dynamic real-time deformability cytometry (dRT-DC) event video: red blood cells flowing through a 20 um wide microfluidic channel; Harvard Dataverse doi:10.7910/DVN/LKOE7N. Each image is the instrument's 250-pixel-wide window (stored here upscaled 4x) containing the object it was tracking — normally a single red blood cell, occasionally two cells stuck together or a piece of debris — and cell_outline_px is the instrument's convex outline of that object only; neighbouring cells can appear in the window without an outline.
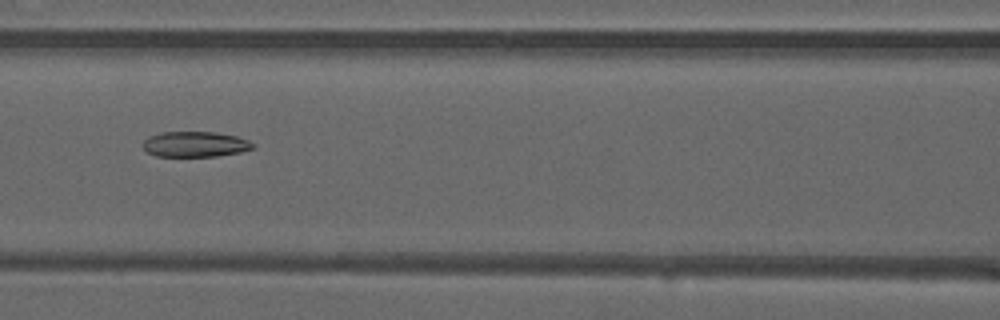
{"species": "common noctule bat (a hibernating species)", "species_latin": "Nyctalus noctula", "temperature_condition": "warm", "stored_images_in_passage": 35, "camera_frame_rate_fps": 3000, "um_per_image_px": 0.085, "animal": {"sex": "male", "forearm_length_mm": 52.5}, "frame": {"image": 1, "passage_image": 7, "time_ms": 2.0, "image_size_px": [1000, 320], "cell_outline_px": [[256, 148], [240, 152], [216, 156], [156, 156], [148, 152], [140, 144], [148, 136], [160, 132], [216, 132], [236, 136], [248, 140], [256, 144]], "centroid_in_image_um": [16.59, 12.25], "position_along_channel_um": 150.0, "area_um2": 16.47}}
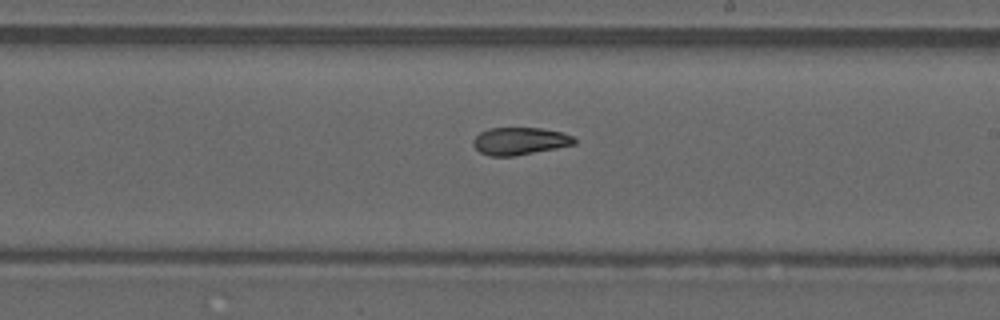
{"frame": {"image": 2, "passage_image": 14, "time_ms": 4.333, "image_size_px": [1000, 320], "cell_outline_px": [[576, 144], [516, 156], [492, 156], [480, 152], [472, 144], [472, 140], [480, 132], [488, 128], [540, 128], [560, 132], [572, 136], [576, 140]], "centroid_in_image_um": [44.16, 11.99], "position_along_channel_um": 244.8, "area_um2": 16.13}}
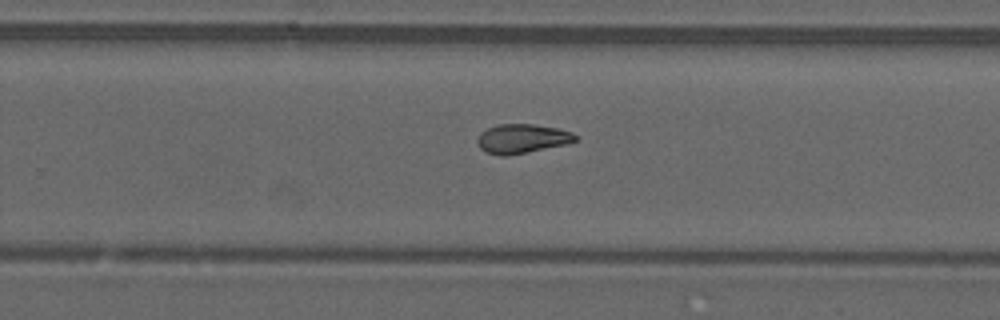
{"frame": {"image": 3, "passage_image": 17, "time_ms": 5.333, "image_size_px": [1000, 320], "cell_outline_px": [[576, 140], [568, 144], [508, 156], [500, 156], [488, 152], [480, 148], [476, 140], [480, 132], [488, 128], [500, 124], [536, 124], [556, 128], [572, 132], [576, 136]], "centroid_in_image_um": [44.37, 11.79], "position_along_channel_um": 285.4, "area_um2": 16.7}, "authors_computed_cell_mechanics": {"area_um2": 16.9354, "velocity_mm_per_s": 4.0756, "shape_relaxation_time_tau1_ms": null, "shape_relaxation_time_tau2_ms": 5.9341, "deformation_change_tau1": null, "deformation_change_tau2": 0.1277}}